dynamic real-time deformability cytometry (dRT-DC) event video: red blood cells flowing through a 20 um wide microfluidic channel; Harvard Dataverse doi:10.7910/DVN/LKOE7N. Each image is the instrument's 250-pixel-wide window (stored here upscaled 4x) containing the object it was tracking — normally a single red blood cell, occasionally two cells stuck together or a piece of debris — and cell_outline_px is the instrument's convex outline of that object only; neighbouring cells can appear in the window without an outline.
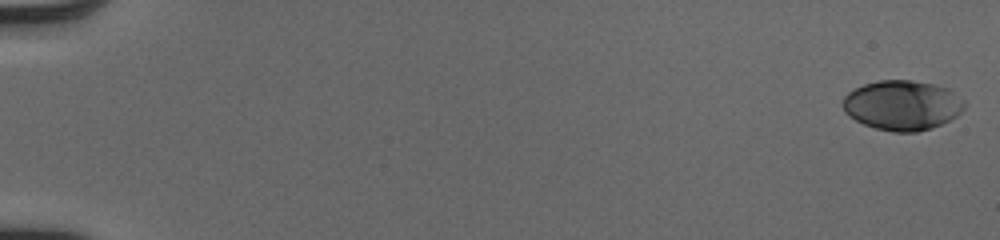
{"species": "human", "species_latin": "Homo sapiens", "temperature_condition": "cold", "stored_images_in_passage": 52, "camera_frame_rate_fps": 3000, "um_per_image_px": 0.085, "donor": {"sex": "male"}, "frame": {"image": 1, "passage_image": 1, "time_ms": 0.0, "image_size_px": [1000, 240], "cell_outline_px": [[964, 108], [956, 116], [932, 128], [916, 132], [892, 132], [876, 128], [864, 124], [848, 116], [844, 112], [844, 96], [848, 92], [864, 84], [880, 80], [912, 80], [932, 84], [948, 88], [964, 100]], "centroid_in_image_um": [76.69, 8.95], "position_along_channel_um": 8.3, "area_um2": 35.14}}
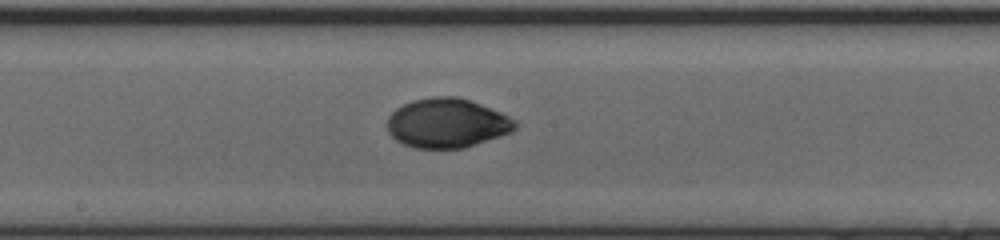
{"frame": {"image": 2, "passage_image": 30, "time_ms": 9.667, "image_size_px": [1000, 240], "cell_outline_px": [[516, 128], [512, 132], [464, 148], [416, 148], [404, 144], [396, 140], [388, 132], [388, 116], [396, 108], [412, 100], [432, 96], [456, 96], [472, 100], [500, 112], [516, 120]], "centroid_in_image_um": [38.0, 10.45], "position_along_channel_um": 210.2, "area_um2": 36.88}}
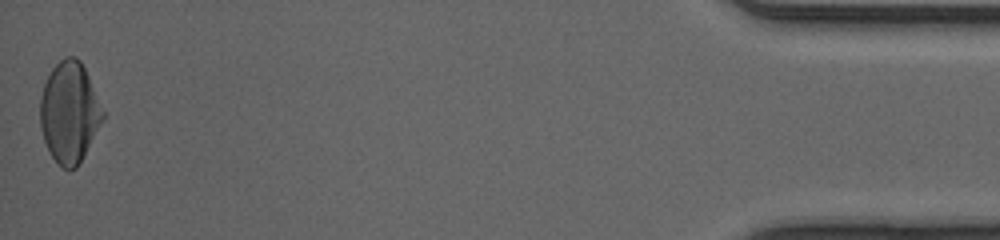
{"frame": {"image": 3, "passage_image": 52, "time_ms": 17.0, "image_size_px": [1000, 240], "cell_outline_px": [[104, 120], [76, 168], [68, 172], [52, 156], [44, 140], [40, 124], [40, 96], [44, 84], [52, 68], [64, 56], [76, 56], [80, 60], [88, 76], [104, 112]], "centroid_in_image_um": [5.9, 9.54], "position_along_channel_um": 429.3, "area_um2": 36.59}, "authors_computed_cell_mechanics": {"area_um2": 35.836, "velocity_mm_per_s": 4.1049, "shape_relaxation_time_tau1_ms": 3.3914, "shape_relaxation_time_tau2_ms": 1.0735, "deformation_change_tau1": 0.1645, "deformation_change_tau2": 0.0297}}